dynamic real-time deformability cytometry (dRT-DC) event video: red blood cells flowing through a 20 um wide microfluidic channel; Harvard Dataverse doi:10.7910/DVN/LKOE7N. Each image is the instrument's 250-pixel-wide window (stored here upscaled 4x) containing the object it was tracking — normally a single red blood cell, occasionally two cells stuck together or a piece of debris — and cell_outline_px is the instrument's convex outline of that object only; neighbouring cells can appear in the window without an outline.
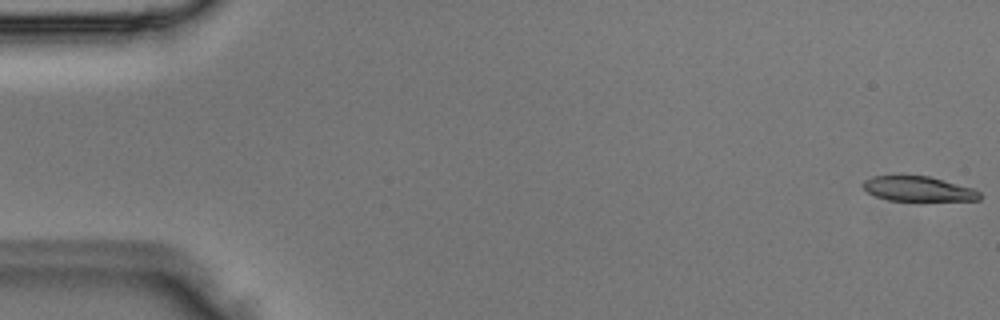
{"species": "Egyptian fruit bat (a non-hibernating species)", "species_latin": "Rousettus aegyptiacus", "temperature_condition": "room temperature", "stored_images_in_passage": 2, "camera_frame_rate_fps": 3000, "um_per_image_px": 0.085, "animal": {"sex": "male"}, "frame": {"image": 1, "passage_image": 2, "time_ms": 0.333, "image_size_px": [1000, 320], "cell_outline_px": [[980, 200], [888, 200], [876, 196], [868, 192], [860, 184], [864, 180], [872, 176], [928, 176], [976, 188], [980, 192]], "centroid_in_image_um": [78.06, 16.04], "position_along_channel_um": 6.9, "area_um2": 16.82}}